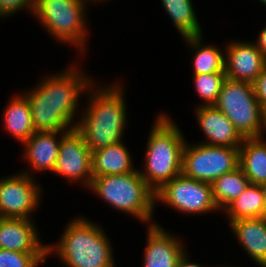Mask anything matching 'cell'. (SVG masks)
<instances>
[{"instance_id": "obj_1", "label": "cell", "mask_w": 266, "mask_h": 267, "mask_svg": "<svg viewBox=\"0 0 266 267\" xmlns=\"http://www.w3.org/2000/svg\"><path fill=\"white\" fill-rule=\"evenodd\" d=\"M68 67L44 77L34 88L22 92L30 104L36 131L68 132L76 127L80 117L79 98L95 80L78 65Z\"/></svg>"}, {"instance_id": "obj_2", "label": "cell", "mask_w": 266, "mask_h": 267, "mask_svg": "<svg viewBox=\"0 0 266 267\" xmlns=\"http://www.w3.org/2000/svg\"><path fill=\"white\" fill-rule=\"evenodd\" d=\"M123 85L116 81L99 87L94 82L86 91L87 107L79 112L75 129L91 152L122 142L128 121Z\"/></svg>"}, {"instance_id": "obj_3", "label": "cell", "mask_w": 266, "mask_h": 267, "mask_svg": "<svg viewBox=\"0 0 266 267\" xmlns=\"http://www.w3.org/2000/svg\"><path fill=\"white\" fill-rule=\"evenodd\" d=\"M57 243L47 244L48 257L55 254L66 267H115L108 235L97 223L79 216L65 226Z\"/></svg>"}, {"instance_id": "obj_4", "label": "cell", "mask_w": 266, "mask_h": 267, "mask_svg": "<svg viewBox=\"0 0 266 267\" xmlns=\"http://www.w3.org/2000/svg\"><path fill=\"white\" fill-rule=\"evenodd\" d=\"M146 144L145 165L140 171L148 186L156 192L182 173L183 132L164 112L156 115Z\"/></svg>"}, {"instance_id": "obj_5", "label": "cell", "mask_w": 266, "mask_h": 267, "mask_svg": "<svg viewBox=\"0 0 266 267\" xmlns=\"http://www.w3.org/2000/svg\"><path fill=\"white\" fill-rule=\"evenodd\" d=\"M88 190H92L117 211L130 214L148 225L156 223L153 220L156 208L155 192L138 169L125 174L93 177Z\"/></svg>"}, {"instance_id": "obj_6", "label": "cell", "mask_w": 266, "mask_h": 267, "mask_svg": "<svg viewBox=\"0 0 266 267\" xmlns=\"http://www.w3.org/2000/svg\"><path fill=\"white\" fill-rule=\"evenodd\" d=\"M86 0H35L32 16L60 44H71L79 53L88 49ZM88 36V37H87Z\"/></svg>"}, {"instance_id": "obj_7", "label": "cell", "mask_w": 266, "mask_h": 267, "mask_svg": "<svg viewBox=\"0 0 266 267\" xmlns=\"http://www.w3.org/2000/svg\"><path fill=\"white\" fill-rule=\"evenodd\" d=\"M214 106L226 115L243 138L264 137L262 106L252 83L226 78Z\"/></svg>"}, {"instance_id": "obj_8", "label": "cell", "mask_w": 266, "mask_h": 267, "mask_svg": "<svg viewBox=\"0 0 266 267\" xmlns=\"http://www.w3.org/2000/svg\"><path fill=\"white\" fill-rule=\"evenodd\" d=\"M239 148L188 143L183 149L182 173L197 181L212 183L239 167Z\"/></svg>"}, {"instance_id": "obj_9", "label": "cell", "mask_w": 266, "mask_h": 267, "mask_svg": "<svg viewBox=\"0 0 266 267\" xmlns=\"http://www.w3.org/2000/svg\"><path fill=\"white\" fill-rule=\"evenodd\" d=\"M158 202L187 215L220 211L213 198L212 185L187 177L183 173L155 192V205Z\"/></svg>"}, {"instance_id": "obj_10", "label": "cell", "mask_w": 266, "mask_h": 267, "mask_svg": "<svg viewBox=\"0 0 266 267\" xmlns=\"http://www.w3.org/2000/svg\"><path fill=\"white\" fill-rule=\"evenodd\" d=\"M41 197L42 188L35 177L19 171L0 178V218L33 220L32 213L39 207Z\"/></svg>"}, {"instance_id": "obj_11", "label": "cell", "mask_w": 266, "mask_h": 267, "mask_svg": "<svg viewBox=\"0 0 266 267\" xmlns=\"http://www.w3.org/2000/svg\"><path fill=\"white\" fill-rule=\"evenodd\" d=\"M53 173L65 177L68 182L82 183L86 189L91 185L92 152L75 128L69 130L61 139Z\"/></svg>"}, {"instance_id": "obj_12", "label": "cell", "mask_w": 266, "mask_h": 267, "mask_svg": "<svg viewBox=\"0 0 266 267\" xmlns=\"http://www.w3.org/2000/svg\"><path fill=\"white\" fill-rule=\"evenodd\" d=\"M224 52V71L231 80L253 84L266 67V59L254 41L231 40Z\"/></svg>"}, {"instance_id": "obj_13", "label": "cell", "mask_w": 266, "mask_h": 267, "mask_svg": "<svg viewBox=\"0 0 266 267\" xmlns=\"http://www.w3.org/2000/svg\"><path fill=\"white\" fill-rule=\"evenodd\" d=\"M147 227L143 267H176L179 258L186 250V244L180 239L181 237L172 235L158 222Z\"/></svg>"}, {"instance_id": "obj_14", "label": "cell", "mask_w": 266, "mask_h": 267, "mask_svg": "<svg viewBox=\"0 0 266 267\" xmlns=\"http://www.w3.org/2000/svg\"><path fill=\"white\" fill-rule=\"evenodd\" d=\"M199 128L206 138L198 142L207 145L239 148L244 138L226 115L214 105L195 108Z\"/></svg>"}, {"instance_id": "obj_15", "label": "cell", "mask_w": 266, "mask_h": 267, "mask_svg": "<svg viewBox=\"0 0 266 267\" xmlns=\"http://www.w3.org/2000/svg\"><path fill=\"white\" fill-rule=\"evenodd\" d=\"M66 133L62 131H36L22 145L24 147L23 159L30 164L31 169L27 168V171L23 170L21 172L32 177L34 176L33 171L40 173L50 170L53 173L59 154L60 142Z\"/></svg>"}, {"instance_id": "obj_16", "label": "cell", "mask_w": 266, "mask_h": 267, "mask_svg": "<svg viewBox=\"0 0 266 267\" xmlns=\"http://www.w3.org/2000/svg\"><path fill=\"white\" fill-rule=\"evenodd\" d=\"M35 221L26 218H0V249L16 252H47Z\"/></svg>"}, {"instance_id": "obj_17", "label": "cell", "mask_w": 266, "mask_h": 267, "mask_svg": "<svg viewBox=\"0 0 266 267\" xmlns=\"http://www.w3.org/2000/svg\"><path fill=\"white\" fill-rule=\"evenodd\" d=\"M229 226L256 266L266 267V216L234 220Z\"/></svg>"}, {"instance_id": "obj_18", "label": "cell", "mask_w": 266, "mask_h": 267, "mask_svg": "<svg viewBox=\"0 0 266 267\" xmlns=\"http://www.w3.org/2000/svg\"><path fill=\"white\" fill-rule=\"evenodd\" d=\"M3 112L4 129L23 145L36 132L27 97L22 92L13 95Z\"/></svg>"}, {"instance_id": "obj_19", "label": "cell", "mask_w": 266, "mask_h": 267, "mask_svg": "<svg viewBox=\"0 0 266 267\" xmlns=\"http://www.w3.org/2000/svg\"><path fill=\"white\" fill-rule=\"evenodd\" d=\"M130 151L122 142L92 152V175H117L136 171Z\"/></svg>"}, {"instance_id": "obj_20", "label": "cell", "mask_w": 266, "mask_h": 267, "mask_svg": "<svg viewBox=\"0 0 266 267\" xmlns=\"http://www.w3.org/2000/svg\"><path fill=\"white\" fill-rule=\"evenodd\" d=\"M264 138H244L239 147V166L251 184L266 183V140Z\"/></svg>"}, {"instance_id": "obj_21", "label": "cell", "mask_w": 266, "mask_h": 267, "mask_svg": "<svg viewBox=\"0 0 266 267\" xmlns=\"http://www.w3.org/2000/svg\"><path fill=\"white\" fill-rule=\"evenodd\" d=\"M193 56V75L225 73V52L216 45H205L203 35L183 38Z\"/></svg>"}, {"instance_id": "obj_22", "label": "cell", "mask_w": 266, "mask_h": 267, "mask_svg": "<svg viewBox=\"0 0 266 267\" xmlns=\"http://www.w3.org/2000/svg\"><path fill=\"white\" fill-rule=\"evenodd\" d=\"M222 211L227 215L229 223L239 219L265 217L266 208L261 185L250 183L243 193Z\"/></svg>"}, {"instance_id": "obj_23", "label": "cell", "mask_w": 266, "mask_h": 267, "mask_svg": "<svg viewBox=\"0 0 266 267\" xmlns=\"http://www.w3.org/2000/svg\"><path fill=\"white\" fill-rule=\"evenodd\" d=\"M192 2V0H161L167 15L182 38L203 35Z\"/></svg>"}, {"instance_id": "obj_24", "label": "cell", "mask_w": 266, "mask_h": 267, "mask_svg": "<svg viewBox=\"0 0 266 267\" xmlns=\"http://www.w3.org/2000/svg\"><path fill=\"white\" fill-rule=\"evenodd\" d=\"M250 184V180L239 166L215 179L212 185L214 201L223 210L231 201L240 196Z\"/></svg>"}, {"instance_id": "obj_25", "label": "cell", "mask_w": 266, "mask_h": 267, "mask_svg": "<svg viewBox=\"0 0 266 267\" xmlns=\"http://www.w3.org/2000/svg\"><path fill=\"white\" fill-rule=\"evenodd\" d=\"M226 73H208L193 75L194 88L202 103L198 106H211L217 101Z\"/></svg>"}, {"instance_id": "obj_26", "label": "cell", "mask_w": 266, "mask_h": 267, "mask_svg": "<svg viewBox=\"0 0 266 267\" xmlns=\"http://www.w3.org/2000/svg\"><path fill=\"white\" fill-rule=\"evenodd\" d=\"M47 252H16L0 249V267H39L46 263Z\"/></svg>"}, {"instance_id": "obj_27", "label": "cell", "mask_w": 266, "mask_h": 267, "mask_svg": "<svg viewBox=\"0 0 266 267\" xmlns=\"http://www.w3.org/2000/svg\"><path fill=\"white\" fill-rule=\"evenodd\" d=\"M35 0H0V18H8L19 11L27 10L33 14Z\"/></svg>"}, {"instance_id": "obj_28", "label": "cell", "mask_w": 266, "mask_h": 267, "mask_svg": "<svg viewBox=\"0 0 266 267\" xmlns=\"http://www.w3.org/2000/svg\"><path fill=\"white\" fill-rule=\"evenodd\" d=\"M253 86L256 98L263 107L266 105V67L257 77L256 81L253 83Z\"/></svg>"}, {"instance_id": "obj_29", "label": "cell", "mask_w": 266, "mask_h": 267, "mask_svg": "<svg viewBox=\"0 0 266 267\" xmlns=\"http://www.w3.org/2000/svg\"><path fill=\"white\" fill-rule=\"evenodd\" d=\"M258 35L254 43L266 59V26L263 27Z\"/></svg>"}, {"instance_id": "obj_30", "label": "cell", "mask_w": 266, "mask_h": 267, "mask_svg": "<svg viewBox=\"0 0 266 267\" xmlns=\"http://www.w3.org/2000/svg\"><path fill=\"white\" fill-rule=\"evenodd\" d=\"M187 250L182 254V256L179 258V261L177 263L176 267H203V265H200L199 263H194L189 261ZM208 267V266H207ZM211 267V266H210Z\"/></svg>"}, {"instance_id": "obj_31", "label": "cell", "mask_w": 266, "mask_h": 267, "mask_svg": "<svg viewBox=\"0 0 266 267\" xmlns=\"http://www.w3.org/2000/svg\"><path fill=\"white\" fill-rule=\"evenodd\" d=\"M264 135L266 134V105L262 107Z\"/></svg>"}, {"instance_id": "obj_32", "label": "cell", "mask_w": 266, "mask_h": 267, "mask_svg": "<svg viewBox=\"0 0 266 267\" xmlns=\"http://www.w3.org/2000/svg\"><path fill=\"white\" fill-rule=\"evenodd\" d=\"M262 191H263V197L265 200V208H266V183L261 185Z\"/></svg>"}, {"instance_id": "obj_33", "label": "cell", "mask_w": 266, "mask_h": 267, "mask_svg": "<svg viewBox=\"0 0 266 267\" xmlns=\"http://www.w3.org/2000/svg\"><path fill=\"white\" fill-rule=\"evenodd\" d=\"M86 1H89L90 2V4L91 3H93V1L96 3V2H100L101 1V4H102V2H104L105 3V1L107 2V1H109V0H86Z\"/></svg>"}, {"instance_id": "obj_34", "label": "cell", "mask_w": 266, "mask_h": 267, "mask_svg": "<svg viewBox=\"0 0 266 267\" xmlns=\"http://www.w3.org/2000/svg\"><path fill=\"white\" fill-rule=\"evenodd\" d=\"M266 6V0H258Z\"/></svg>"}]
</instances>
